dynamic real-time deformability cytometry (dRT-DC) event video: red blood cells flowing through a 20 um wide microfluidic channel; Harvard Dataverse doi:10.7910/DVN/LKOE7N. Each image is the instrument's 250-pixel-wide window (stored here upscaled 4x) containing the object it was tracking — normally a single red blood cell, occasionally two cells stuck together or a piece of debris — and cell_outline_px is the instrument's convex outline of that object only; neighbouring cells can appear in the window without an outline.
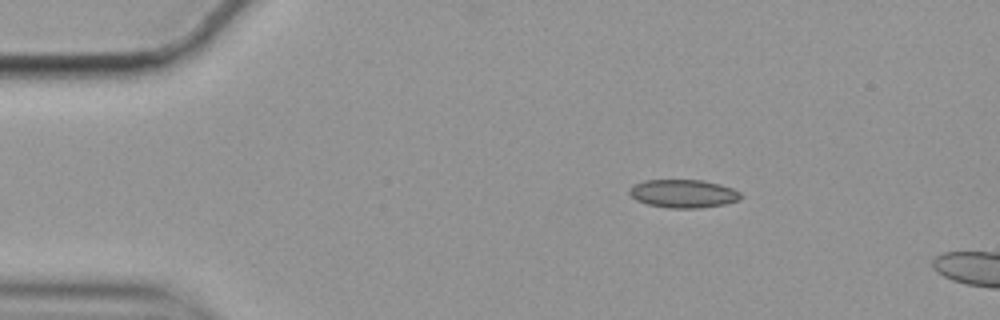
{"species": "common noctule bat (a hibernating species)", "species_latin": "Nyctalus noctula", "temperature_condition": "cold", "stored_images_in_passage": 5, "camera_frame_rate_fps": 3000, "um_per_image_px": 0.085, "animal": {"sex": "female", "body_mass_g": 19.9}, "frame": {"image": 1, "passage_image": 1, "time_ms": 0.0, "image_size_px": [1000, 320], "cell_outline_px": [[740, 200], [724, 204], [700, 208], [668, 208], [648, 204], [636, 200], [628, 192], [636, 184], [644, 180], [700, 180], [720, 184], [732, 188], [740, 192]], "centroid_in_image_um": [58.1, 16.46], "position_along_channel_um": 26.9, "area_um2": 18.15}}